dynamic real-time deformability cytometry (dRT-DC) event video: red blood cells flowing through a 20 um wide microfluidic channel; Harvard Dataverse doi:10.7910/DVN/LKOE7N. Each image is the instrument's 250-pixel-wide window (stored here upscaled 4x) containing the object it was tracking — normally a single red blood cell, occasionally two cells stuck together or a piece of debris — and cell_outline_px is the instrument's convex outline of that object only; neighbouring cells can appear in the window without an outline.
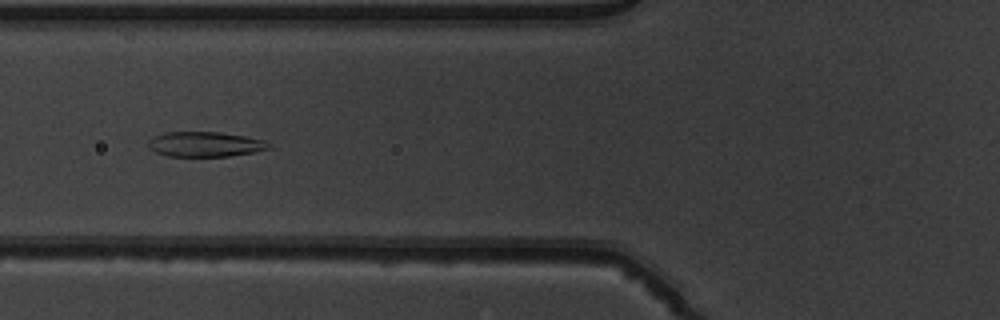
{"species": "common noctule bat (a hibernating species)", "species_latin": "Nyctalus noctula", "temperature_condition": "warm", "stored_images_in_passage": 52, "camera_frame_rate_fps": 3000, "um_per_image_px": 0.085, "animal": {"sex": "male", "body_mass_g": 19.5, "forearm_length_mm": 54.6}, "frame": {"image": 1, "passage_image": 21, "time_ms": 6.667, "image_size_px": [1000, 320], "cell_outline_px": [[272, 148], [252, 152], [228, 156], [168, 156], [156, 152], [148, 148], [148, 140], [152, 136], [164, 132], [220, 132], [244, 136], [264, 140], [272, 144]], "centroid_in_image_um": [17.41, 12.25], "position_along_channel_um": 108.4, "area_um2": 17.63}}
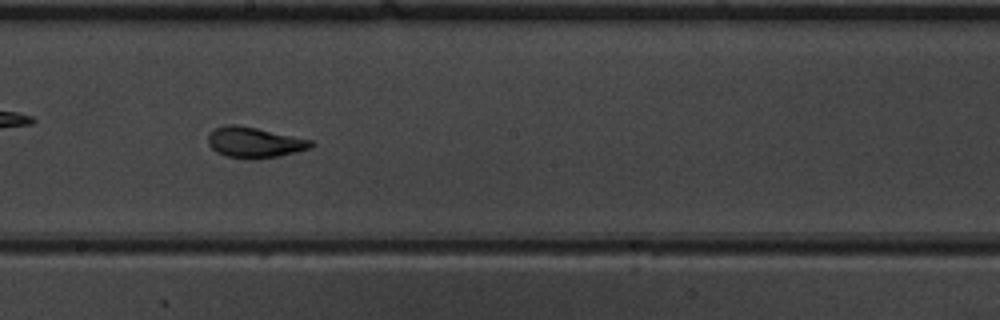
{"frame": {"image": 2, "passage_image": 30, "time_ms": 9.667, "image_size_px": [1000, 320], "cell_outline_px": [[316, 144], [312, 148], [296, 152], [276, 156], [228, 156], [216, 152], [208, 144], [208, 132], [224, 124], [236, 124], [256, 128], [312, 140]], "centroid_in_image_um": [21.63, 12.05], "position_along_channel_um": 226.6, "area_um2": 17.74}}
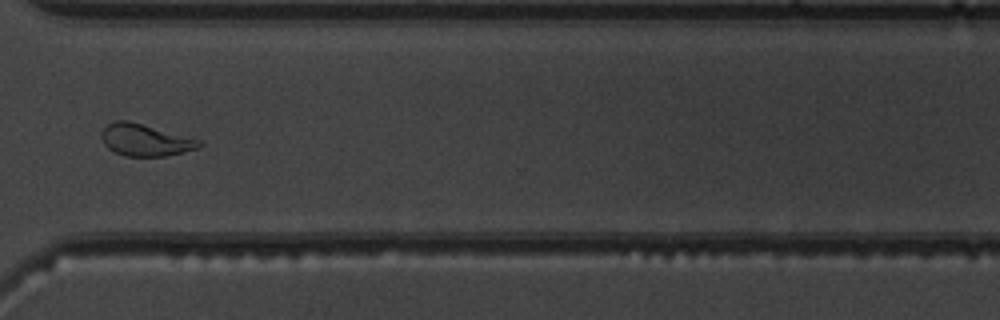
{"frame": {"image": 3, "passage_image": 40, "time_ms": 13.0, "image_size_px": [1000, 320], "cell_outline_px": [[204, 144], [200, 148], [164, 156], [124, 156], [108, 148], [104, 144], [100, 136], [104, 128], [108, 124], [116, 120], [128, 120], [200, 140]], "centroid_in_image_um": [12.34, 11.9], "position_along_channel_um": 358.3, "area_um2": 18.03}, "authors_computed_cell_mechanics": {"area_um2": 19.3052, "velocity_mm_per_s": 3.9467, "shape_relaxation_time_tau1_ms": 5.2836, "shape_relaxation_time_tau2_ms": 1.1201, "deformation_change_tau1": 0.1767, "deformation_change_tau2": 0.0829}}